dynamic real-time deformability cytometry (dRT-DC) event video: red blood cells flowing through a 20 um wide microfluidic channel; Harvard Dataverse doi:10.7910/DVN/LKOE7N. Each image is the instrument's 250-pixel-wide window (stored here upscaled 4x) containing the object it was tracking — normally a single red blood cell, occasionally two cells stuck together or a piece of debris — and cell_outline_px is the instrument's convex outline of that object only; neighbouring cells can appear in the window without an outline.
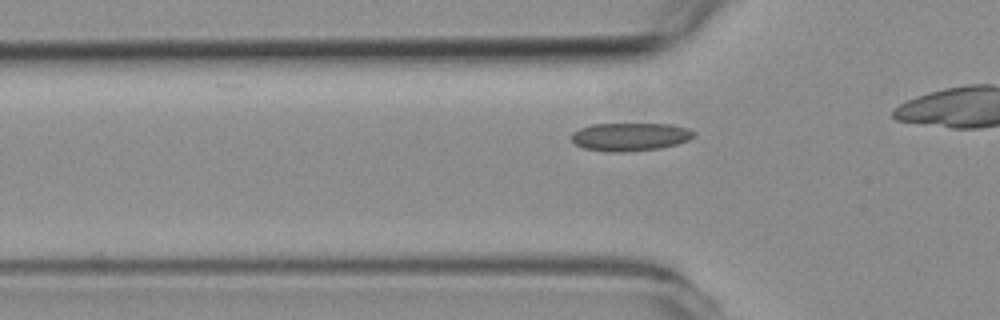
{"species": "common noctule bat (a hibernating species)", "species_latin": "Nyctalus noctula", "temperature_condition": "room temperature", "stored_images_in_passage": 40, "camera_frame_rate_fps": 3000, "um_per_image_px": 0.085, "animal": {"sex": "female", "body_mass_g": 19.3, "forearm_length_mm": 54.1}, "frame": {"image": 1, "passage_image": 14, "time_ms": 4.333, "image_size_px": [1000, 320], "cell_outline_px": [[696, 136], [688, 140], [676, 144], [660, 148], [624, 152], [608, 152], [584, 148], [576, 144], [572, 140], [572, 132], [580, 128], [592, 124], [672, 124], [688, 128], [696, 132]], "centroid_in_image_um": [53.58, 11.62], "position_along_channel_um": 72.2, "area_um2": 20.11}}
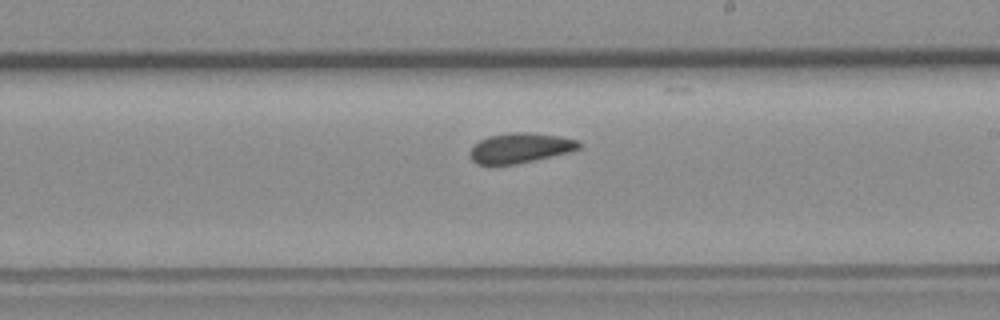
{"frame": {"image": 2, "passage_image": 28, "time_ms": 9.0, "image_size_px": [1000, 320], "cell_outline_px": [[580, 148], [568, 152], [516, 164], [476, 164], [468, 156], [468, 152], [472, 144], [488, 136], [512, 132], [524, 132], [560, 136], [580, 140]], "centroid_in_image_um": [44.16, 12.57], "position_along_channel_um": 244.8, "area_um2": 19.07}}
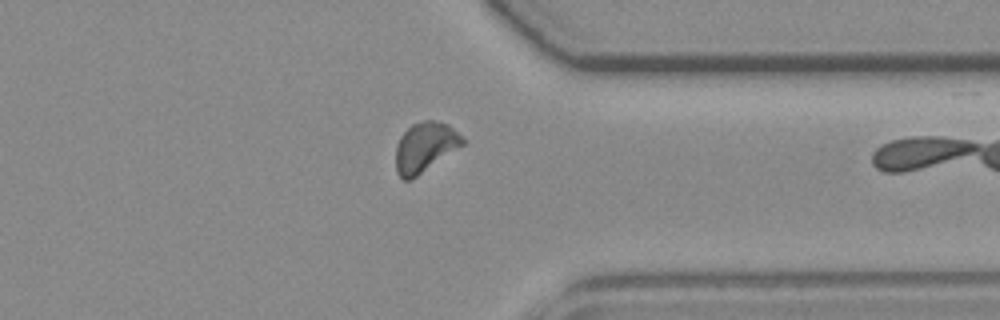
{"frame": {"image": 3, "passage_image": 39, "time_ms": 12.667, "image_size_px": [1000, 320], "cell_outline_px": [[464, 144], [412, 180], [404, 180], [396, 172], [396, 144], [400, 136], [412, 124], [424, 120], [432, 120], [448, 124], [464, 136]], "centroid_in_image_um": [36.12, 12.51], "position_along_channel_um": 375.3, "area_um2": 19.48}}